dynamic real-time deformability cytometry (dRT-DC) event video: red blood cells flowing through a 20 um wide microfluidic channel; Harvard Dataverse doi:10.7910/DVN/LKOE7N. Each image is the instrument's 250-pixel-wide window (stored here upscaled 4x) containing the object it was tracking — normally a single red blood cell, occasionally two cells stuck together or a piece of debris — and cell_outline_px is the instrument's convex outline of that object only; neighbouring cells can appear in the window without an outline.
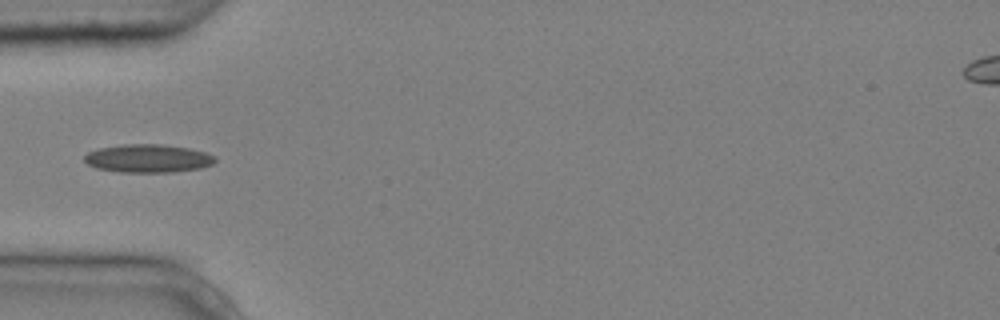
{"species": "common noctule bat (a hibernating species)", "species_latin": "Nyctalus noctula", "temperature_condition": "cold", "stored_images_in_passage": 8, "camera_frame_rate_fps": 3000, "um_per_image_px": 0.085, "animal": {"sex": "male", "body_mass_g": 20.4}, "frame": {"image": 1, "passage_image": 5, "time_ms": 1.333, "image_size_px": [1000, 320], "cell_outline_px": [[216, 160], [212, 164], [200, 168], [172, 172], [120, 172], [96, 168], [88, 164], [84, 160], [84, 156], [88, 152], [100, 148], [124, 144], [160, 144], [188, 148], [204, 152], [216, 156]], "centroid_in_image_um": [12.58, 13.47], "position_along_channel_um": 72.4, "area_um2": 21.39}}
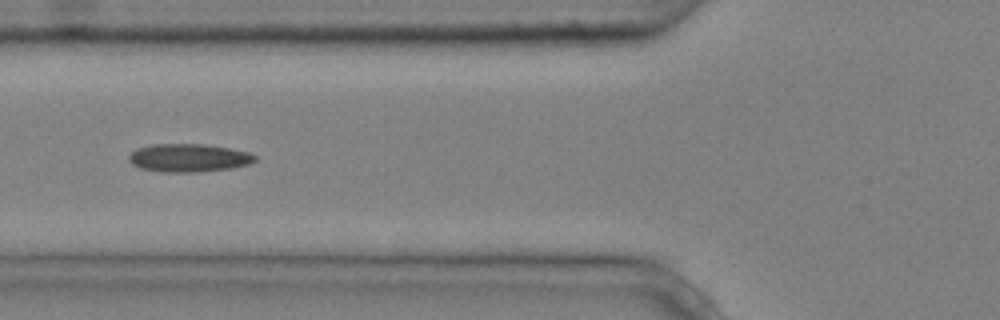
{"frame": {"image": 2, "passage_image": 6, "time_ms": 1.667, "image_size_px": [1000, 320], "cell_outline_px": [[256, 160], [248, 164], [228, 168], [196, 172], [164, 172], [140, 168], [132, 164], [128, 160], [128, 156], [136, 148], [152, 144], [204, 144], [228, 148], [248, 152], [256, 156]], "centroid_in_image_um": [15.99, 13.41], "position_along_channel_um": 109.8, "area_um2": 20.52}}